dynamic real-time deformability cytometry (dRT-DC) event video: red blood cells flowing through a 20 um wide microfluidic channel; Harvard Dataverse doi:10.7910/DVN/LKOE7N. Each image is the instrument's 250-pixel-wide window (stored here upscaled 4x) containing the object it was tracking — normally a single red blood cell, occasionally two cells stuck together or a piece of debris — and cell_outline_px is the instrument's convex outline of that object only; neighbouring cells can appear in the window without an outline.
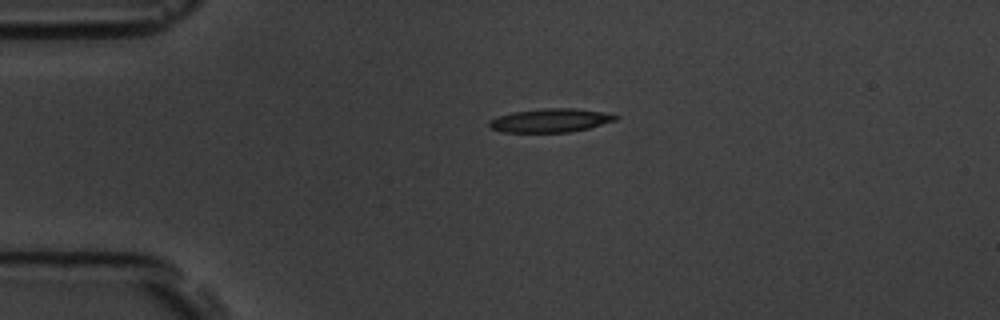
{"species": "common noctule bat (a hibernating species)", "species_latin": "Nyctalus noctula", "temperature_condition": "room temperature", "stored_images_in_passage": 2, "camera_frame_rate_fps": 3000, "um_per_image_px": 0.085, "animal": {"sex": "male", "body_mass_g": 19.5, "forearm_length_mm": 54.6}, "frame": {"image": 1, "passage_image": 1, "time_ms": 0.0, "image_size_px": [1000, 320], "cell_outline_px": [[620, 116], [616, 120], [588, 128], [568, 132], [500, 132], [488, 128], [488, 120], [496, 116], [512, 112], [544, 108], [576, 108], [604, 112]], "centroid_in_image_um": [46.72, 10.23], "position_along_channel_um": 38.3, "area_um2": 17.57}}